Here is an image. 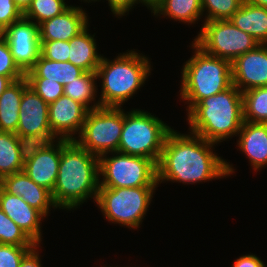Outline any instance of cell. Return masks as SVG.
Listing matches in <instances>:
<instances>
[{
	"mask_svg": "<svg viewBox=\"0 0 267 267\" xmlns=\"http://www.w3.org/2000/svg\"><path fill=\"white\" fill-rule=\"evenodd\" d=\"M213 145L194 133L184 135L172 129L157 163L158 184L165 180L199 183L232 174L234 169L213 153Z\"/></svg>",
	"mask_w": 267,
	"mask_h": 267,
	"instance_id": "1",
	"label": "cell"
},
{
	"mask_svg": "<svg viewBox=\"0 0 267 267\" xmlns=\"http://www.w3.org/2000/svg\"><path fill=\"white\" fill-rule=\"evenodd\" d=\"M99 158L75 140L61 139V158L52 197L61 209L77 208L89 197L96 202L99 190Z\"/></svg>",
	"mask_w": 267,
	"mask_h": 267,
	"instance_id": "2",
	"label": "cell"
},
{
	"mask_svg": "<svg viewBox=\"0 0 267 267\" xmlns=\"http://www.w3.org/2000/svg\"><path fill=\"white\" fill-rule=\"evenodd\" d=\"M187 120L190 133L216 144L232 135H239L244 122L242 92L233 84L204 98L188 112Z\"/></svg>",
	"mask_w": 267,
	"mask_h": 267,
	"instance_id": "3",
	"label": "cell"
},
{
	"mask_svg": "<svg viewBox=\"0 0 267 267\" xmlns=\"http://www.w3.org/2000/svg\"><path fill=\"white\" fill-rule=\"evenodd\" d=\"M149 63L148 58L133 50L117 56L113 61L102 57L96 71L97 77L102 78L100 106L121 108L149 76Z\"/></svg>",
	"mask_w": 267,
	"mask_h": 267,
	"instance_id": "4",
	"label": "cell"
},
{
	"mask_svg": "<svg viewBox=\"0 0 267 267\" xmlns=\"http://www.w3.org/2000/svg\"><path fill=\"white\" fill-rule=\"evenodd\" d=\"M192 44L195 54L185 62L181 72L180 96L184 101L188 100V112L204 98L233 85L231 62L210 55L195 43Z\"/></svg>",
	"mask_w": 267,
	"mask_h": 267,
	"instance_id": "5",
	"label": "cell"
},
{
	"mask_svg": "<svg viewBox=\"0 0 267 267\" xmlns=\"http://www.w3.org/2000/svg\"><path fill=\"white\" fill-rule=\"evenodd\" d=\"M127 113H124L118 152L146 157L158 163L171 127L144 110L136 109Z\"/></svg>",
	"mask_w": 267,
	"mask_h": 267,
	"instance_id": "6",
	"label": "cell"
},
{
	"mask_svg": "<svg viewBox=\"0 0 267 267\" xmlns=\"http://www.w3.org/2000/svg\"><path fill=\"white\" fill-rule=\"evenodd\" d=\"M156 187H99L96 202L108 221L137 229L148 210Z\"/></svg>",
	"mask_w": 267,
	"mask_h": 267,
	"instance_id": "7",
	"label": "cell"
},
{
	"mask_svg": "<svg viewBox=\"0 0 267 267\" xmlns=\"http://www.w3.org/2000/svg\"><path fill=\"white\" fill-rule=\"evenodd\" d=\"M116 156H99V187L131 188L157 186V163L146 157L114 152Z\"/></svg>",
	"mask_w": 267,
	"mask_h": 267,
	"instance_id": "8",
	"label": "cell"
},
{
	"mask_svg": "<svg viewBox=\"0 0 267 267\" xmlns=\"http://www.w3.org/2000/svg\"><path fill=\"white\" fill-rule=\"evenodd\" d=\"M124 124V111L115 107L89 110L78 140H74L88 152L101 156L118 151Z\"/></svg>",
	"mask_w": 267,
	"mask_h": 267,
	"instance_id": "9",
	"label": "cell"
},
{
	"mask_svg": "<svg viewBox=\"0 0 267 267\" xmlns=\"http://www.w3.org/2000/svg\"><path fill=\"white\" fill-rule=\"evenodd\" d=\"M194 43L206 53L231 63L260 44L230 20L204 22Z\"/></svg>",
	"mask_w": 267,
	"mask_h": 267,
	"instance_id": "10",
	"label": "cell"
},
{
	"mask_svg": "<svg viewBox=\"0 0 267 267\" xmlns=\"http://www.w3.org/2000/svg\"><path fill=\"white\" fill-rule=\"evenodd\" d=\"M48 109L49 104L27 86L22 95L15 134L28 144L55 141L56 136L50 129Z\"/></svg>",
	"mask_w": 267,
	"mask_h": 267,
	"instance_id": "11",
	"label": "cell"
},
{
	"mask_svg": "<svg viewBox=\"0 0 267 267\" xmlns=\"http://www.w3.org/2000/svg\"><path fill=\"white\" fill-rule=\"evenodd\" d=\"M46 143H31L28 145L23 171L37 185L53 192L56 183L59 162L61 158V139Z\"/></svg>",
	"mask_w": 267,
	"mask_h": 267,
	"instance_id": "12",
	"label": "cell"
},
{
	"mask_svg": "<svg viewBox=\"0 0 267 267\" xmlns=\"http://www.w3.org/2000/svg\"><path fill=\"white\" fill-rule=\"evenodd\" d=\"M1 35L6 39L15 63L24 73L28 72L40 56L41 42L36 22L22 17Z\"/></svg>",
	"mask_w": 267,
	"mask_h": 267,
	"instance_id": "13",
	"label": "cell"
},
{
	"mask_svg": "<svg viewBox=\"0 0 267 267\" xmlns=\"http://www.w3.org/2000/svg\"><path fill=\"white\" fill-rule=\"evenodd\" d=\"M233 84L245 92L267 86V44H259L231 63Z\"/></svg>",
	"mask_w": 267,
	"mask_h": 267,
	"instance_id": "14",
	"label": "cell"
},
{
	"mask_svg": "<svg viewBox=\"0 0 267 267\" xmlns=\"http://www.w3.org/2000/svg\"><path fill=\"white\" fill-rule=\"evenodd\" d=\"M89 110L80 102L62 95L49 104L48 117L52 133L59 139L74 140L80 133ZM73 134V135H72Z\"/></svg>",
	"mask_w": 267,
	"mask_h": 267,
	"instance_id": "15",
	"label": "cell"
},
{
	"mask_svg": "<svg viewBox=\"0 0 267 267\" xmlns=\"http://www.w3.org/2000/svg\"><path fill=\"white\" fill-rule=\"evenodd\" d=\"M0 186L9 194L20 196L28 205L40 211L45 217L50 206L57 208L52 192L37 185L24 171L4 176Z\"/></svg>",
	"mask_w": 267,
	"mask_h": 267,
	"instance_id": "16",
	"label": "cell"
},
{
	"mask_svg": "<svg viewBox=\"0 0 267 267\" xmlns=\"http://www.w3.org/2000/svg\"><path fill=\"white\" fill-rule=\"evenodd\" d=\"M82 8L70 6L62 14L38 25L40 41H69L88 27V16Z\"/></svg>",
	"mask_w": 267,
	"mask_h": 267,
	"instance_id": "17",
	"label": "cell"
},
{
	"mask_svg": "<svg viewBox=\"0 0 267 267\" xmlns=\"http://www.w3.org/2000/svg\"><path fill=\"white\" fill-rule=\"evenodd\" d=\"M0 209L36 243L41 242L40 221L45 216L20 196L11 195L0 186Z\"/></svg>",
	"mask_w": 267,
	"mask_h": 267,
	"instance_id": "18",
	"label": "cell"
},
{
	"mask_svg": "<svg viewBox=\"0 0 267 267\" xmlns=\"http://www.w3.org/2000/svg\"><path fill=\"white\" fill-rule=\"evenodd\" d=\"M239 133L238 147L248 156L254 170L267 165V123L244 121Z\"/></svg>",
	"mask_w": 267,
	"mask_h": 267,
	"instance_id": "19",
	"label": "cell"
},
{
	"mask_svg": "<svg viewBox=\"0 0 267 267\" xmlns=\"http://www.w3.org/2000/svg\"><path fill=\"white\" fill-rule=\"evenodd\" d=\"M229 20L260 44H267V8L243 1Z\"/></svg>",
	"mask_w": 267,
	"mask_h": 267,
	"instance_id": "20",
	"label": "cell"
},
{
	"mask_svg": "<svg viewBox=\"0 0 267 267\" xmlns=\"http://www.w3.org/2000/svg\"><path fill=\"white\" fill-rule=\"evenodd\" d=\"M87 31L86 27L69 40L68 62L85 72H96L103 56L97 53L94 35H90Z\"/></svg>",
	"mask_w": 267,
	"mask_h": 267,
	"instance_id": "21",
	"label": "cell"
},
{
	"mask_svg": "<svg viewBox=\"0 0 267 267\" xmlns=\"http://www.w3.org/2000/svg\"><path fill=\"white\" fill-rule=\"evenodd\" d=\"M27 86L28 82L24 77L12 82L0 95V132L16 133L20 103Z\"/></svg>",
	"mask_w": 267,
	"mask_h": 267,
	"instance_id": "22",
	"label": "cell"
},
{
	"mask_svg": "<svg viewBox=\"0 0 267 267\" xmlns=\"http://www.w3.org/2000/svg\"><path fill=\"white\" fill-rule=\"evenodd\" d=\"M84 73L68 61L48 60L40 55L34 66L25 73V78H46V81H56L64 86Z\"/></svg>",
	"mask_w": 267,
	"mask_h": 267,
	"instance_id": "23",
	"label": "cell"
},
{
	"mask_svg": "<svg viewBox=\"0 0 267 267\" xmlns=\"http://www.w3.org/2000/svg\"><path fill=\"white\" fill-rule=\"evenodd\" d=\"M28 145L15 133L0 132V180L4 176L23 171Z\"/></svg>",
	"mask_w": 267,
	"mask_h": 267,
	"instance_id": "24",
	"label": "cell"
},
{
	"mask_svg": "<svg viewBox=\"0 0 267 267\" xmlns=\"http://www.w3.org/2000/svg\"><path fill=\"white\" fill-rule=\"evenodd\" d=\"M152 12L185 23H195L203 15L201 0H162Z\"/></svg>",
	"mask_w": 267,
	"mask_h": 267,
	"instance_id": "25",
	"label": "cell"
},
{
	"mask_svg": "<svg viewBox=\"0 0 267 267\" xmlns=\"http://www.w3.org/2000/svg\"><path fill=\"white\" fill-rule=\"evenodd\" d=\"M95 79H98L96 72H85L67 85H64V95L80 102L88 110L100 108L99 102L95 103L93 106H89V104L95 100V92H97Z\"/></svg>",
	"mask_w": 267,
	"mask_h": 267,
	"instance_id": "26",
	"label": "cell"
},
{
	"mask_svg": "<svg viewBox=\"0 0 267 267\" xmlns=\"http://www.w3.org/2000/svg\"><path fill=\"white\" fill-rule=\"evenodd\" d=\"M243 120L254 123H267V86L242 92Z\"/></svg>",
	"mask_w": 267,
	"mask_h": 267,
	"instance_id": "27",
	"label": "cell"
},
{
	"mask_svg": "<svg viewBox=\"0 0 267 267\" xmlns=\"http://www.w3.org/2000/svg\"><path fill=\"white\" fill-rule=\"evenodd\" d=\"M65 0H33L28 8L23 12V17L29 20H36V24L52 19L62 14L70 6Z\"/></svg>",
	"mask_w": 267,
	"mask_h": 267,
	"instance_id": "28",
	"label": "cell"
},
{
	"mask_svg": "<svg viewBox=\"0 0 267 267\" xmlns=\"http://www.w3.org/2000/svg\"><path fill=\"white\" fill-rule=\"evenodd\" d=\"M0 244L37 245L10 217L0 209Z\"/></svg>",
	"mask_w": 267,
	"mask_h": 267,
	"instance_id": "29",
	"label": "cell"
},
{
	"mask_svg": "<svg viewBox=\"0 0 267 267\" xmlns=\"http://www.w3.org/2000/svg\"><path fill=\"white\" fill-rule=\"evenodd\" d=\"M244 0H201L202 13L207 10L206 21L229 20Z\"/></svg>",
	"mask_w": 267,
	"mask_h": 267,
	"instance_id": "30",
	"label": "cell"
},
{
	"mask_svg": "<svg viewBox=\"0 0 267 267\" xmlns=\"http://www.w3.org/2000/svg\"><path fill=\"white\" fill-rule=\"evenodd\" d=\"M32 88L46 103L50 104L64 95L63 85L58 82L46 81V78H26Z\"/></svg>",
	"mask_w": 267,
	"mask_h": 267,
	"instance_id": "31",
	"label": "cell"
},
{
	"mask_svg": "<svg viewBox=\"0 0 267 267\" xmlns=\"http://www.w3.org/2000/svg\"><path fill=\"white\" fill-rule=\"evenodd\" d=\"M0 75L13 82L25 77V73L15 63L6 39L0 34Z\"/></svg>",
	"mask_w": 267,
	"mask_h": 267,
	"instance_id": "32",
	"label": "cell"
},
{
	"mask_svg": "<svg viewBox=\"0 0 267 267\" xmlns=\"http://www.w3.org/2000/svg\"><path fill=\"white\" fill-rule=\"evenodd\" d=\"M32 247L0 244V267H19L22 258Z\"/></svg>",
	"mask_w": 267,
	"mask_h": 267,
	"instance_id": "33",
	"label": "cell"
},
{
	"mask_svg": "<svg viewBox=\"0 0 267 267\" xmlns=\"http://www.w3.org/2000/svg\"><path fill=\"white\" fill-rule=\"evenodd\" d=\"M40 55L48 60L68 61L69 41H40Z\"/></svg>",
	"mask_w": 267,
	"mask_h": 267,
	"instance_id": "34",
	"label": "cell"
},
{
	"mask_svg": "<svg viewBox=\"0 0 267 267\" xmlns=\"http://www.w3.org/2000/svg\"><path fill=\"white\" fill-rule=\"evenodd\" d=\"M22 17L23 12L13 0H0V34Z\"/></svg>",
	"mask_w": 267,
	"mask_h": 267,
	"instance_id": "35",
	"label": "cell"
},
{
	"mask_svg": "<svg viewBox=\"0 0 267 267\" xmlns=\"http://www.w3.org/2000/svg\"><path fill=\"white\" fill-rule=\"evenodd\" d=\"M114 15L124 16L139 0H107Z\"/></svg>",
	"mask_w": 267,
	"mask_h": 267,
	"instance_id": "36",
	"label": "cell"
},
{
	"mask_svg": "<svg viewBox=\"0 0 267 267\" xmlns=\"http://www.w3.org/2000/svg\"><path fill=\"white\" fill-rule=\"evenodd\" d=\"M37 246L40 245H35L24 255L19 264V267H42L40 263L41 261L39 258V253L37 251Z\"/></svg>",
	"mask_w": 267,
	"mask_h": 267,
	"instance_id": "37",
	"label": "cell"
},
{
	"mask_svg": "<svg viewBox=\"0 0 267 267\" xmlns=\"http://www.w3.org/2000/svg\"><path fill=\"white\" fill-rule=\"evenodd\" d=\"M233 267H265V264L257 256L249 254L236 259Z\"/></svg>",
	"mask_w": 267,
	"mask_h": 267,
	"instance_id": "38",
	"label": "cell"
},
{
	"mask_svg": "<svg viewBox=\"0 0 267 267\" xmlns=\"http://www.w3.org/2000/svg\"><path fill=\"white\" fill-rule=\"evenodd\" d=\"M12 82L9 77L0 75V95Z\"/></svg>",
	"mask_w": 267,
	"mask_h": 267,
	"instance_id": "39",
	"label": "cell"
},
{
	"mask_svg": "<svg viewBox=\"0 0 267 267\" xmlns=\"http://www.w3.org/2000/svg\"><path fill=\"white\" fill-rule=\"evenodd\" d=\"M33 0H13V2L24 12Z\"/></svg>",
	"mask_w": 267,
	"mask_h": 267,
	"instance_id": "40",
	"label": "cell"
},
{
	"mask_svg": "<svg viewBox=\"0 0 267 267\" xmlns=\"http://www.w3.org/2000/svg\"><path fill=\"white\" fill-rule=\"evenodd\" d=\"M161 1L162 0H139V3H144V5L150 7V10L153 11Z\"/></svg>",
	"mask_w": 267,
	"mask_h": 267,
	"instance_id": "41",
	"label": "cell"
},
{
	"mask_svg": "<svg viewBox=\"0 0 267 267\" xmlns=\"http://www.w3.org/2000/svg\"><path fill=\"white\" fill-rule=\"evenodd\" d=\"M252 5L267 8V0H244Z\"/></svg>",
	"mask_w": 267,
	"mask_h": 267,
	"instance_id": "42",
	"label": "cell"
}]
</instances>
